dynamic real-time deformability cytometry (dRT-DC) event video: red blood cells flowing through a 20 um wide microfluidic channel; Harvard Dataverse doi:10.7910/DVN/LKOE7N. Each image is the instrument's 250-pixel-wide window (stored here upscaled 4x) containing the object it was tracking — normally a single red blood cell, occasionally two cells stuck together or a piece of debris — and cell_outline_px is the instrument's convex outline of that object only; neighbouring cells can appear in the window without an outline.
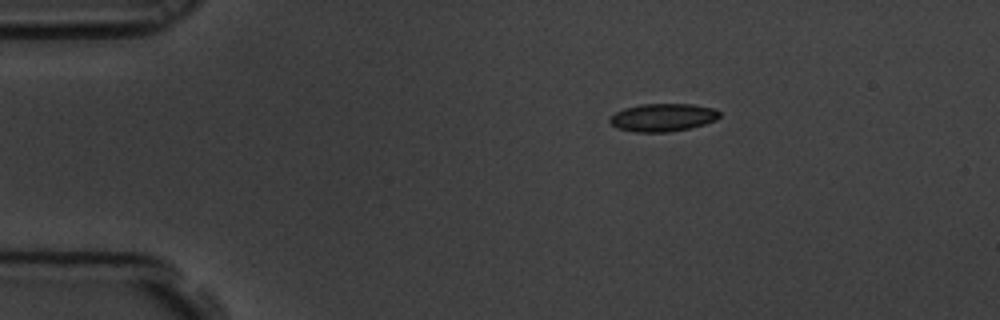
{"species": "common noctule bat (a hibernating species)", "species_latin": "Nyctalus noctula", "temperature_condition": "room temperature", "stored_images_in_passage": 49, "camera_frame_rate_fps": 3000, "um_per_image_px": 0.085, "animal": {"sex": "male", "body_mass_g": 19.5, "forearm_length_mm": 54.6}, "frame": {"image": 1, "passage_image": 1, "time_ms": 0.0, "image_size_px": [1000, 320], "cell_outline_px": [[720, 116], [716, 120], [704, 124], [688, 128], [668, 132], [636, 132], [616, 128], [608, 120], [608, 116], [624, 108], [640, 104], [692, 104], [712, 108], [720, 112]], "centroid_in_image_um": [56.3, 9.98], "position_along_channel_um": 28.7, "area_um2": 17.86}}
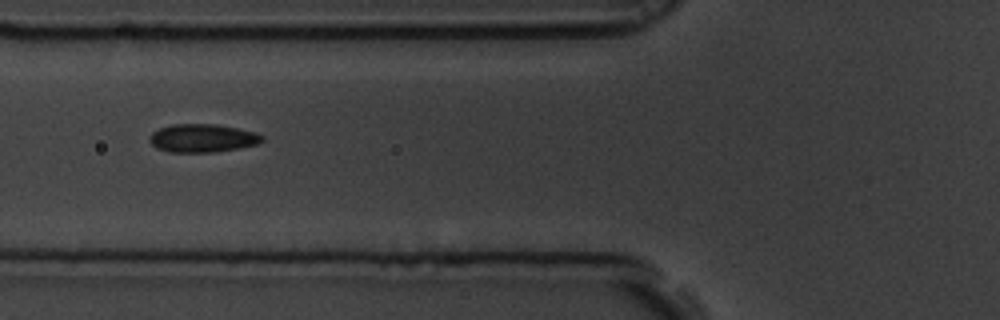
{"frame": {"image": 2, "passage_image": 13, "time_ms": 4.0, "image_size_px": [1000, 320], "cell_outline_px": [[264, 140], [260, 144], [240, 148], [212, 152], [168, 152], [156, 148], [148, 140], [148, 136], [152, 132], [160, 128], [172, 124], [216, 124], [256, 132], [264, 136]], "centroid_in_image_um": [17.22, 11.74], "position_along_channel_um": 108.6, "area_um2": 18.73}}
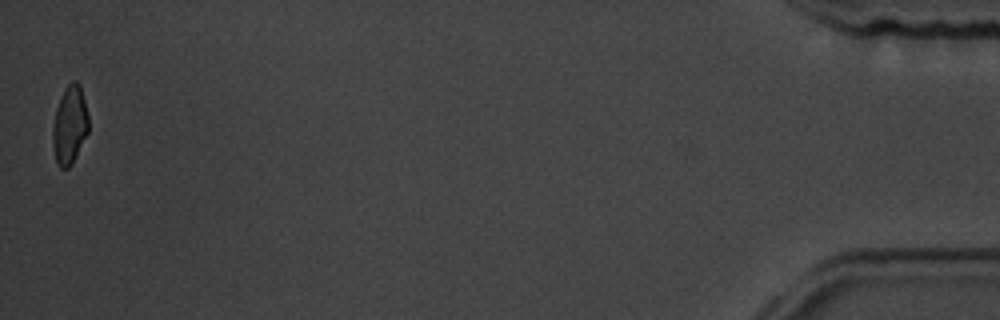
{"frame": {"image": 3, "passage_image": 49, "time_ms": 16.0, "image_size_px": [1000, 320], "cell_outline_px": [[88, 132], [72, 164], [68, 168], [60, 168], [56, 160], [52, 144], [52, 128], [56, 108], [60, 96], [64, 88], [72, 80], [76, 80], [80, 84], [88, 116]], "centroid_in_image_um": [5.91, 10.6], "position_along_channel_um": 429.3, "area_um2": 16.42}, "authors_computed_cell_mechanics": {"area_um2": 17.8602, "velocity_mm_per_s": 3.4678, "shape_relaxation_time_tau1_ms": 8.9842, "shape_relaxation_time_tau2_ms": 1.5804, "deformation_change_tau1": 0.1529, "deformation_change_tau2": 0.0812}}